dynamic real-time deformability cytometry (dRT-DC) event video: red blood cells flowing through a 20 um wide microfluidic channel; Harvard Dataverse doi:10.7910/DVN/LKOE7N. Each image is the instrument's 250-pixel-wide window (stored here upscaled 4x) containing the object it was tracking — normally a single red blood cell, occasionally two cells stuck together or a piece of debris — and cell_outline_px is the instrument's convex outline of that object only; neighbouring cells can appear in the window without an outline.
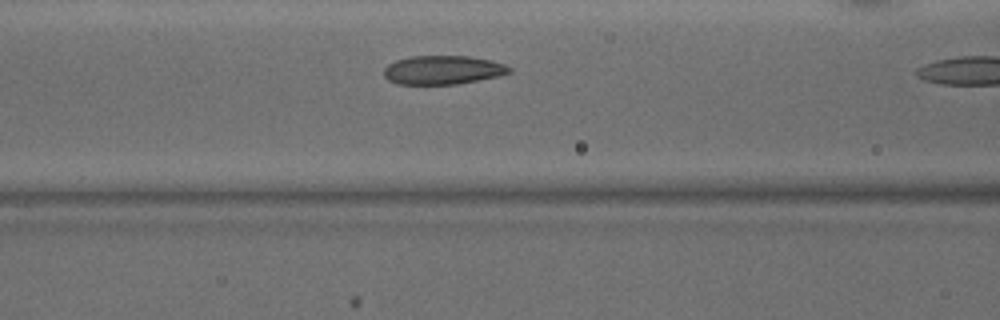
{"species": "common noctule bat (a hibernating species)", "species_latin": "Nyctalus noctula", "temperature_condition": "warm", "stored_images_in_passage": 11, "camera_frame_rate_fps": 3000, "um_per_image_px": 0.085, "animal": {"sex": "male", "body_mass_g": 15.6}, "frame": {"image": 1, "passage_image": 10, "time_ms": 3.0, "image_size_px": [1000, 320], "cell_outline_px": [[512, 72], [500, 76], [456, 84], [400, 84], [388, 80], [384, 76], [384, 68], [388, 64], [396, 60], [408, 56], [468, 56], [492, 60], [504, 64], [512, 68]], "centroid_in_image_um": [37.66, 5.94], "position_along_channel_um": 128.9, "area_um2": 21.15}}